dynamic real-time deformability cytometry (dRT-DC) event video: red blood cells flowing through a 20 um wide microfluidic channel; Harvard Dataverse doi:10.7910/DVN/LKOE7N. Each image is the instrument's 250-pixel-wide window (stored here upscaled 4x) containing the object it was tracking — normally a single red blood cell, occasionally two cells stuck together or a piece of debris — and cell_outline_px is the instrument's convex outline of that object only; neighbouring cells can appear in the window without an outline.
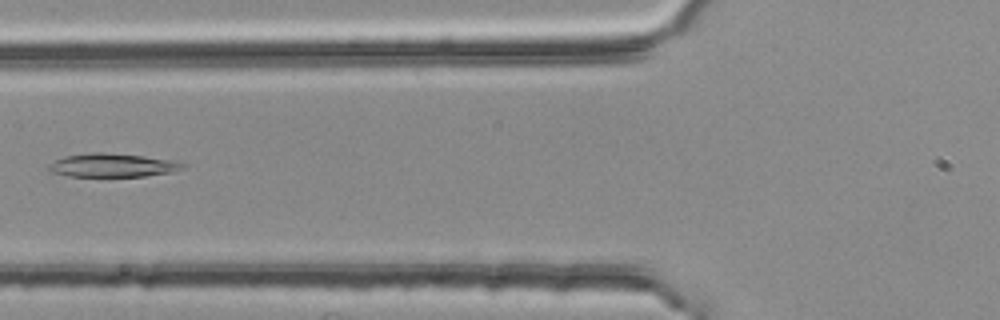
{"species": "common noctule bat (a hibernating species)", "species_latin": "Nyctalus noctula", "temperature_condition": "room temperature", "stored_images_in_passage": 5, "segment_of_instrument_passage": [2, 2], "camera_frame_rate_fps": 3000, "um_per_image_px": 0.085, "animal": {"sex": "female", "body_mass_g": 25.1}, "frame": {"image": 1, "passage_image": 5, "time_ms": 1.333, "image_size_px": [1000, 320], "cell_outline_px": [[188, 164], [184, 168], [176, 172], [144, 176], [68, 176], [52, 172], [44, 168], [48, 164], [64, 156], [88, 152], [104, 152], [144, 156], [176, 160]], "centroid_in_image_um": [9.6, 14.04], "position_along_channel_um": 116.2, "area_um2": 18.79}}